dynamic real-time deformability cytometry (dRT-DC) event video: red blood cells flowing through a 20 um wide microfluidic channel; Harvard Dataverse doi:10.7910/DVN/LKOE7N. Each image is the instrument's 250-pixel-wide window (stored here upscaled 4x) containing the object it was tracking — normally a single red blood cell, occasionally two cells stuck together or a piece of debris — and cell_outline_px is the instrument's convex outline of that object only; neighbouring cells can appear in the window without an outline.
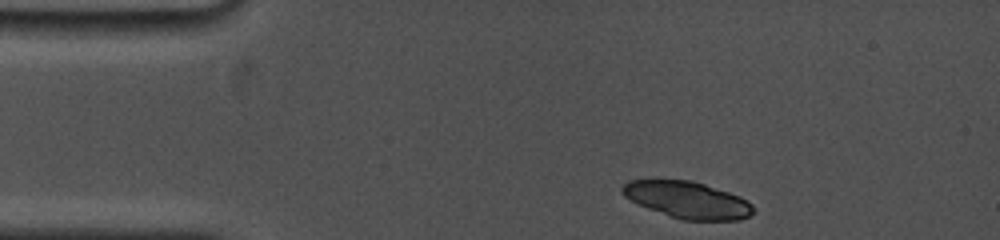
{"species": "common noctule bat (a hibernating species)", "species_latin": "Nyctalus noctula", "temperature_condition": "cold", "stored_images_in_passage": 5, "camera_frame_rate_fps": 5000, "um_per_image_px": 0.085, "animal": {"sex": "female", "body_mass_g": 19.0, "forearm_length_mm": 53.3}, "frame": {"image": 1, "passage_image": 1, "time_ms": 0.0, "image_size_px": [1000, 240], "cell_outline_px": [[756, 208], [748, 216], [740, 220], [684, 220], [648, 208], [624, 196], [620, 192], [620, 188], [628, 180], [692, 180], [740, 196], [752, 204]], "centroid_in_image_um": [58.44, 16.98], "position_along_channel_um": 26.6, "area_um2": 27.8}}